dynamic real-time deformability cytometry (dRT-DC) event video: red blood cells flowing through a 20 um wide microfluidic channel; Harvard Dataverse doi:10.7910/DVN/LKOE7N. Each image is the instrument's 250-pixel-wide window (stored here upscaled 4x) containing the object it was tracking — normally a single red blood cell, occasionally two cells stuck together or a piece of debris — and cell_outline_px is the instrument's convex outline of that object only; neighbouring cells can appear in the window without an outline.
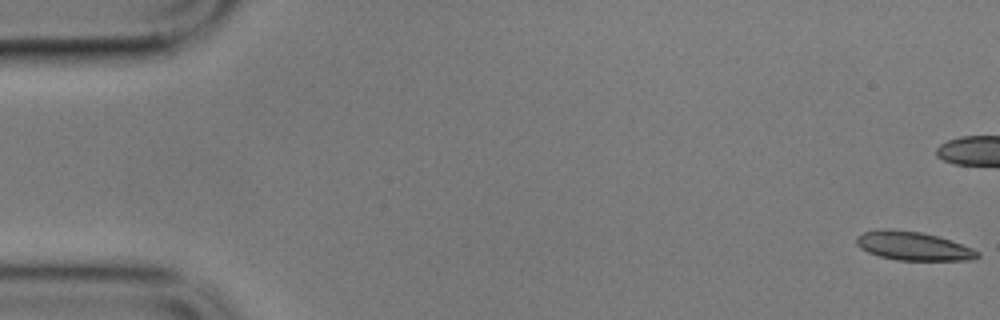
{"species": "common noctule bat (a hibernating species)", "species_latin": "Nyctalus noctula", "temperature_condition": "cold", "stored_images_in_passage": 18, "camera_frame_rate_fps": 3000, "um_per_image_px": 0.085, "animal": {"sex": "male", "body_mass_g": 17.9}, "frame": {"image": 1, "passage_image": 1, "time_ms": 0.0, "image_size_px": [1000, 320], "cell_outline_px": [[980, 256], [972, 260], [896, 260], [880, 256], [868, 252], [860, 248], [856, 244], [856, 236], [864, 232], [876, 228], [920, 232], [936, 236], [972, 248], [980, 252]], "centroid_in_image_um": [77.58, 20.91], "position_along_channel_um": 7.4, "area_um2": 20.06}}
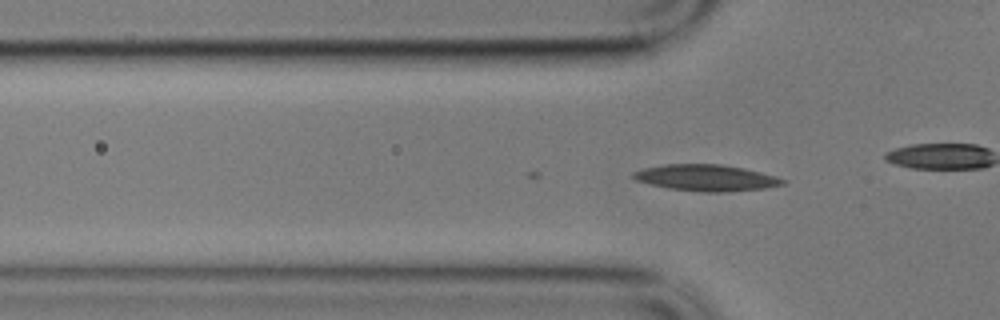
{"frame": {"image": 2, "passage_image": 18, "time_ms": 5.667, "image_size_px": [1000, 320], "cell_outline_px": [[784, 184], [764, 188], [728, 192], [704, 192], [668, 188], [636, 180], [632, 176], [632, 172], [644, 168], [664, 164], [720, 164], [744, 168], [776, 176], [784, 180]], "centroid_in_image_um": [60.02, 15.11], "position_along_channel_um": 65.8, "area_um2": 22.77}}